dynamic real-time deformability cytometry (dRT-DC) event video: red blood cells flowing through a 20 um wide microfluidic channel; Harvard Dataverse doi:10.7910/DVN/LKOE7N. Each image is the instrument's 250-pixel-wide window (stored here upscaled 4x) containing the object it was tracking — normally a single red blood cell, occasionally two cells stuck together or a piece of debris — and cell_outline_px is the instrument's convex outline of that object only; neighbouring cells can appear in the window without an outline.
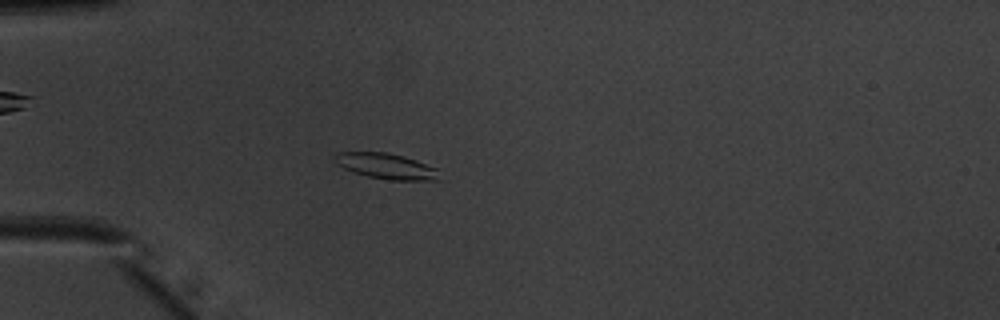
{"species": "common noctule bat (a hibernating species)", "species_latin": "Nyctalus noctula", "temperature_condition": "warm", "stored_images_in_passage": 52, "camera_frame_rate_fps": 3000, "um_per_image_px": 0.085, "animal": {"sex": "male", "body_mass_g": 20.1, "forearm_length_mm": 53.5}, "frame": {"image": 1, "passage_image": 16, "time_ms": 5.0, "image_size_px": [1000, 320], "cell_outline_px": [[440, 180], [388, 180], [368, 176], [352, 172], [336, 164], [332, 156], [336, 152], [388, 152], [404, 156], [440, 168]], "centroid_in_image_um": [32.86, 14.12], "position_along_channel_um": 52.1, "area_um2": 16.01}}
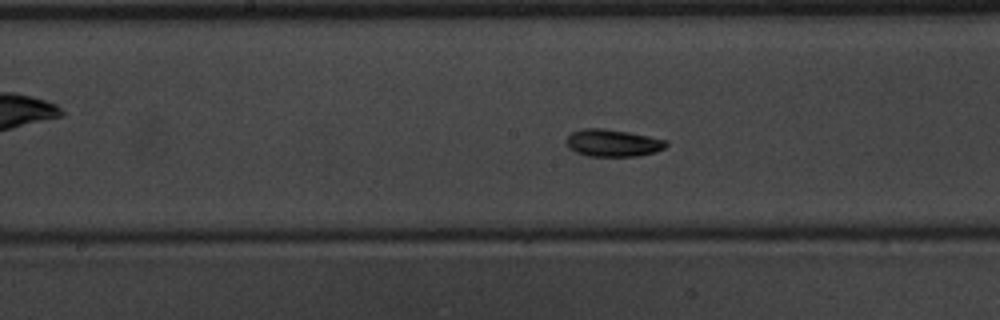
{"frame": {"image": 2, "passage_image": 28, "time_ms": 9.0, "image_size_px": [1000, 320], "cell_outline_px": [[668, 144], [664, 148], [656, 152], [636, 156], [588, 156], [576, 152], [568, 148], [564, 144], [564, 140], [572, 132], [580, 128], [604, 128], [628, 132], [668, 140]], "centroid_in_image_um": [52.05, 12.14], "position_along_channel_um": 196.2, "area_um2": 16.07}}
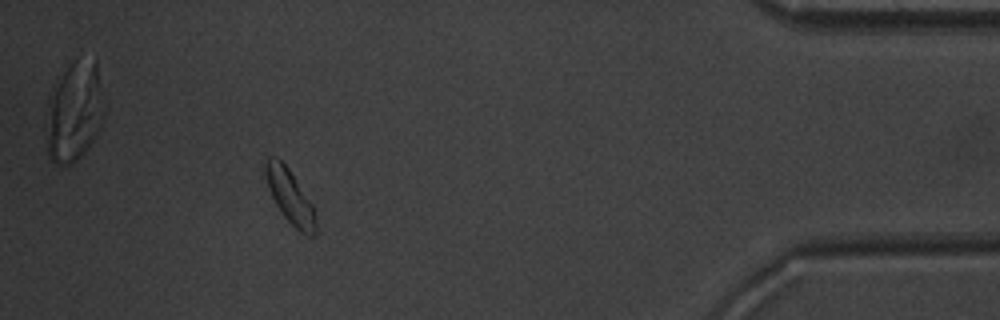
{"frame": {"image": 3, "passage_image": 48, "time_ms": 15.667, "image_size_px": [1000, 320], "cell_outline_px": [[316, 236], [308, 236], [300, 232], [284, 216], [276, 204], [268, 188], [264, 176], [264, 164], [268, 156], [276, 156], [288, 168], [312, 204], [316, 216]], "centroid_in_image_um": [24.64, 16.7], "position_along_channel_um": 410.6, "area_um2": 15.78}, "authors_computed_cell_mechanics": {"area_um2": 15.7216, "velocity_mm_per_s": 3.9574, "shape_relaxation_time_tau1_ms": null, "shape_relaxation_time_tau2_ms": 3.5659, "deformation_change_tau1": null, "deformation_change_tau2": 0.071}}